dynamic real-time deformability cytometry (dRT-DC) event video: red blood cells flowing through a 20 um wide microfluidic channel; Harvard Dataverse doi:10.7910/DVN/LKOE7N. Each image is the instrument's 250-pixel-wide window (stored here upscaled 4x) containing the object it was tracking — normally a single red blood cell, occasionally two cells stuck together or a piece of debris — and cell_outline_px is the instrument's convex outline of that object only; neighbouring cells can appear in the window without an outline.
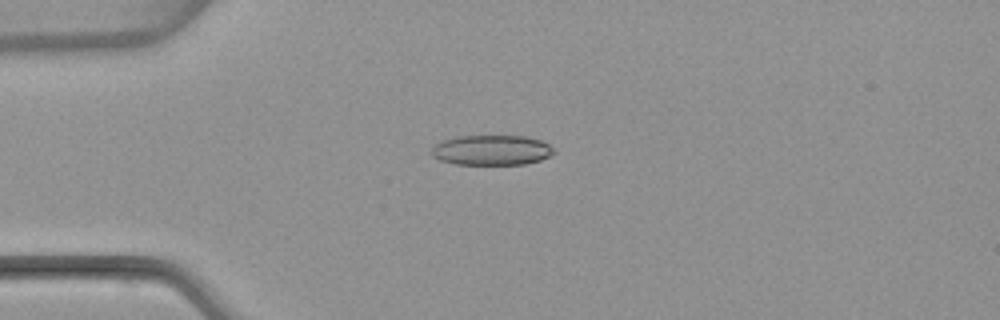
{"species": "common noctule bat (a hibernating species)", "species_latin": "Nyctalus noctula", "temperature_condition": "warm", "stored_images_in_passage": 4, "camera_frame_rate_fps": 3000, "um_per_image_px": 0.085, "animal": {"sex": "female", "body_mass_g": 22.7, "forearm_length_mm": 54.2}, "frame": {"image": 1, "passage_image": 4, "time_ms": 4.0, "image_size_px": [1000, 320], "cell_outline_px": [[556, 152], [540, 160], [524, 164], [456, 164], [440, 160], [432, 156], [432, 148], [440, 140], [456, 136], [524, 136], [540, 140], [548, 144]], "centroid_in_image_um": [41.76, 12.75], "position_along_channel_um": 43.2, "area_um2": 21.39}}